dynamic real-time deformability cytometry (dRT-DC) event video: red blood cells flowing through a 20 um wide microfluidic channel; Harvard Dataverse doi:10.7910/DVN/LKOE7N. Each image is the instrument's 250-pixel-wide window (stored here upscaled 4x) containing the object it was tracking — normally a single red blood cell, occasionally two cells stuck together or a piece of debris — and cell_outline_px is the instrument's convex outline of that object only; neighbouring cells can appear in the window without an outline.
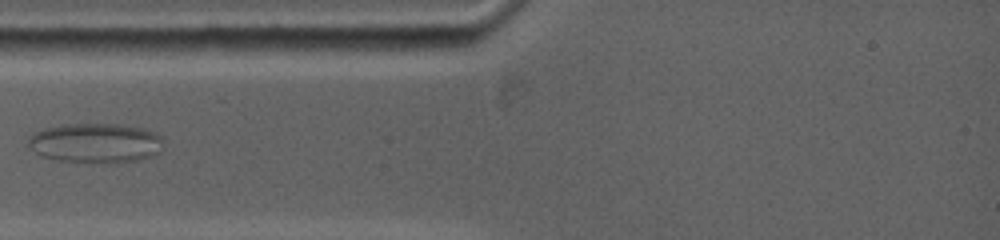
{"species": "common noctule bat (a hibernating species)", "species_latin": "Nyctalus noctula", "temperature_condition": "warm", "stored_images_in_passage": 6, "camera_frame_rate_fps": 5000, "um_per_image_px": 0.085, "animal": {"sex": "female", "body_mass_g": 19.0, "forearm_length_mm": 53.3}, "frame": {"image": 1, "passage_image": 5, "time_ms": 2.8, "image_size_px": [1000, 240], "cell_outline_px": [[160, 140], [156, 152], [132, 160], [64, 160], [44, 156], [36, 152], [32, 148], [28, 140], [36, 132], [44, 128], [68, 124], [120, 124], [140, 128], [160, 136]], "centroid_in_image_um": [8.03, 12.09], "position_along_channel_um": 77.0, "area_um2": 29.02}}